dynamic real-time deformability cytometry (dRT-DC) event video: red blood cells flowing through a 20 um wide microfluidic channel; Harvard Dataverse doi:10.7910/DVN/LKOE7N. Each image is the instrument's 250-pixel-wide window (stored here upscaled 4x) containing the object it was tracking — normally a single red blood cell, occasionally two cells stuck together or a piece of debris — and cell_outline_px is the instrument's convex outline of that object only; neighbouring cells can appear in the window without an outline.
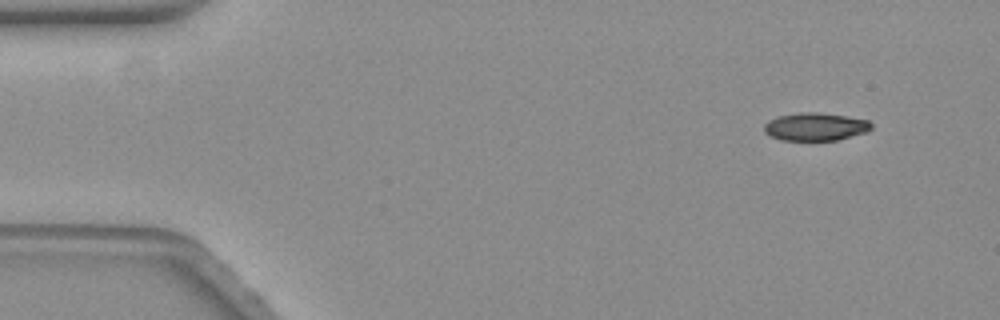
{"species": "common noctule bat (a hibernating species)", "species_latin": "Nyctalus noctula", "temperature_condition": "warm", "stored_images_in_passage": 54, "camera_frame_rate_fps": 3000, "um_per_image_px": 0.085, "animal": {"sex": "female", "body_mass_g": 19.3, "forearm_length_mm": 54.1}, "frame": {"image": 1, "passage_image": 1, "time_ms": 0.0, "image_size_px": [1000, 320], "cell_outline_px": [[872, 128], [864, 132], [836, 140], [784, 140], [772, 136], [764, 132], [764, 124], [768, 120], [780, 116], [800, 112], [816, 112], [844, 116], [868, 120], [872, 124]], "centroid_in_image_um": [69.28, 10.76], "position_along_channel_um": 15.7, "area_um2": 17.11}}
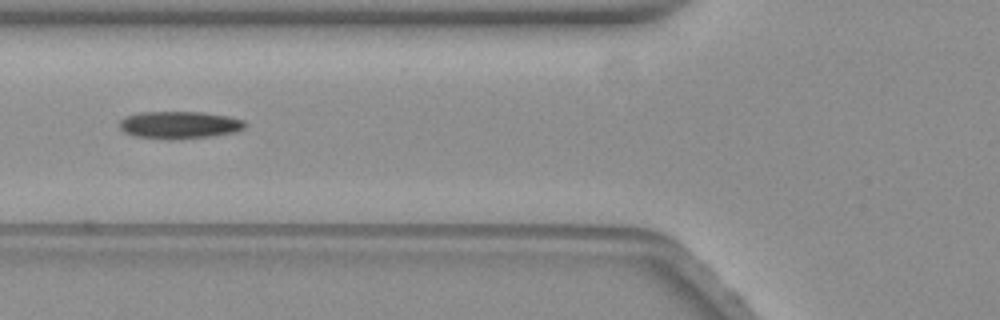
{"frame": {"image": 2, "passage_image": 18, "time_ms": 5.667, "image_size_px": [1000, 320], "cell_outline_px": [[244, 128], [236, 132], [212, 136], [176, 140], [168, 140], [136, 136], [124, 132], [120, 128], [120, 120], [128, 116], [140, 112], [200, 112], [228, 116], [244, 120]], "centroid_in_image_um": [15.25, 10.63], "position_along_channel_um": 110.5, "area_um2": 20.06}}
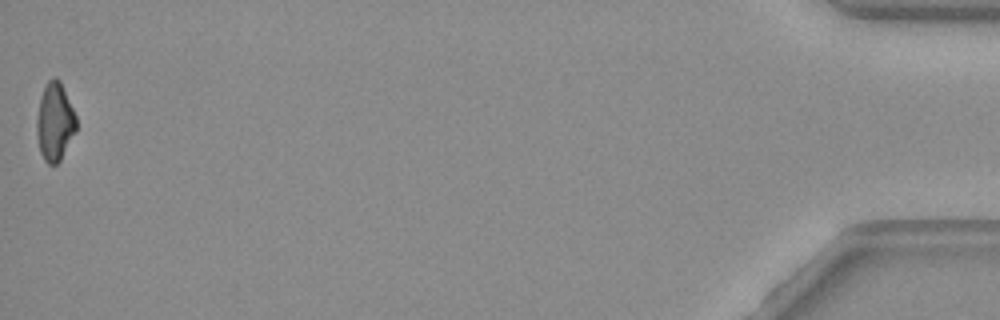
{"frame": {"image": 3, "passage_image": 54, "time_ms": 17.667, "image_size_px": [1000, 320], "cell_outline_px": [[76, 132], [60, 160], [56, 164], [48, 164], [44, 160], [40, 152], [36, 132], [36, 120], [40, 96], [48, 80], [52, 76], [60, 80], [76, 116]], "centroid_in_image_um": [4.65, 10.35], "position_along_channel_um": 430.6, "area_um2": 18.03}, "authors_computed_cell_mechanics": {"area_um2": 19.074, "velocity_mm_per_s": 3.5366, "shape_relaxation_time_tau1_ms": 4.8507, "shape_relaxation_time_tau2_ms": 8.8581, "deformation_change_tau1": 0.1336, "deformation_change_tau2": 0.1585}}